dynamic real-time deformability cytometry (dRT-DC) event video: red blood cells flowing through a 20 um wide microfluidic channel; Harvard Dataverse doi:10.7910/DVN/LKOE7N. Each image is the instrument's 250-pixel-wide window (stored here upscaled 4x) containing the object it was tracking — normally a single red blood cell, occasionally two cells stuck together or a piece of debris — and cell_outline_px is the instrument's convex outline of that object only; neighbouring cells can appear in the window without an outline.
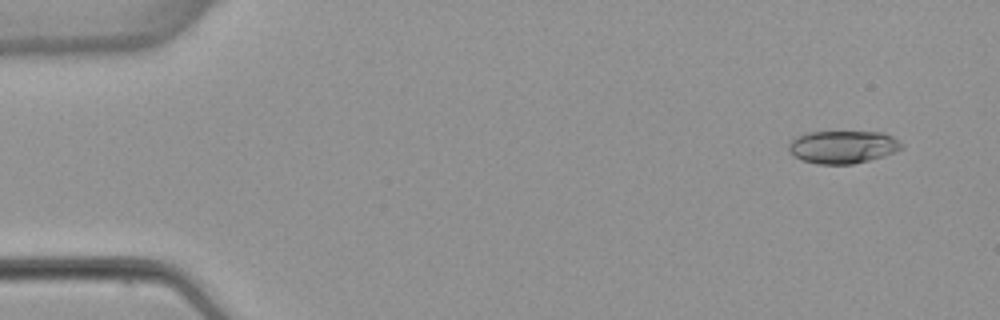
{"species": "common noctule bat (a hibernating species)", "species_latin": "Nyctalus noctula", "temperature_condition": "warm", "stored_images_in_passage": 53, "camera_frame_rate_fps": 3000, "um_per_image_px": 0.085, "animal": {"sex": "female", "body_mass_g": 22.7, "forearm_length_mm": 54.2}, "frame": {"image": 1, "passage_image": 4, "time_ms": 1.0, "image_size_px": [1000, 320], "cell_outline_px": [[904, 148], [896, 152], [884, 156], [852, 164], [820, 164], [804, 160], [796, 156], [788, 148], [788, 144], [796, 136], [808, 132], [884, 132], [900, 140], [904, 144]], "centroid_in_image_um": [71.71, 12.48], "position_along_channel_um": 13.3, "area_um2": 21.56}}
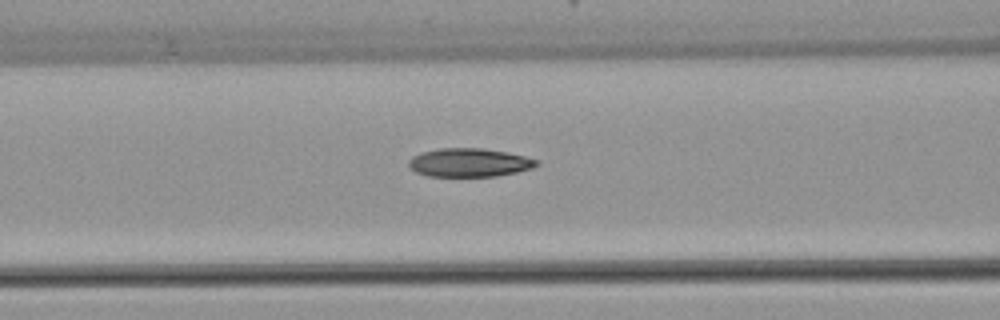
{"frame": {"image": 2, "passage_image": 22, "time_ms": 7.0, "image_size_px": [1000, 320], "cell_outline_px": [[540, 164], [532, 168], [516, 172], [496, 176], [428, 176], [416, 172], [408, 168], [408, 160], [412, 156], [420, 152], [440, 148], [484, 148], [508, 152], [540, 160]], "centroid_in_image_um": [39.88, 13.81], "position_along_channel_um": 126.7, "area_um2": 21.5}}
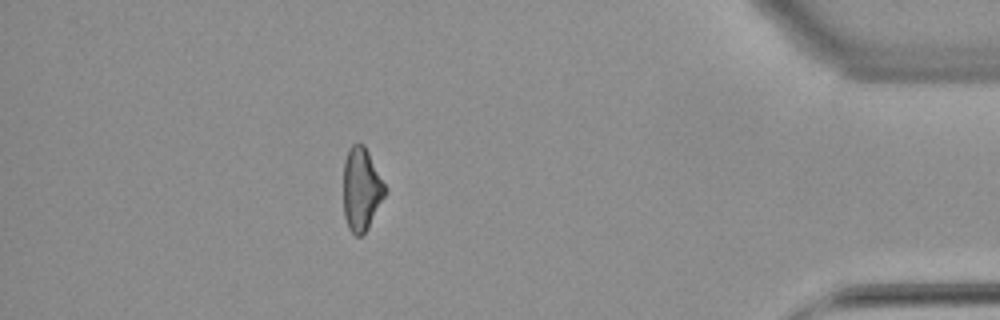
{"frame": {"image": 3, "passage_image": 47, "time_ms": 15.333, "image_size_px": [1000, 320], "cell_outline_px": [[388, 192], [368, 228], [360, 236], [356, 236], [348, 228], [344, 216], [344, 160], [348, 148], [352, 144], [364, 144], [388, 188]], "centroid_in_image_um": [30.74, 16.08], "position_along_channel_um": 404.5, "area_um2": 20.46}, "authors_computed_cell_mechanics": {"area_um2": 21.4438, "velocity_mm_per_s": 3.9021, "shape_relaxation_time_tau1_ms": null, "shape_relaxation_time_tau2_ms": 4.0912, "deformation_change_tau1": null, "deformation_change_tau2": 0.1264}}